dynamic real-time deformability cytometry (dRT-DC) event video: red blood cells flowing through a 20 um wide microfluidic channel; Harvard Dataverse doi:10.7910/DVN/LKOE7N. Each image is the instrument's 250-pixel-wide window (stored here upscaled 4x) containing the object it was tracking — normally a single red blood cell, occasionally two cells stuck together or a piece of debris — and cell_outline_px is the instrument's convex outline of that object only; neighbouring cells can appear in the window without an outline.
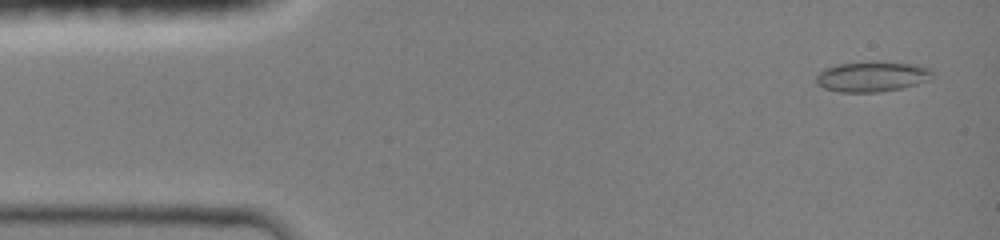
{"species": "common noctule bat (a hibernating species)", "species_latin": "Nyctalus noctula", "temperature_condition": "room temperature", "stored_images_in_passage": 45, "camera_frame_rate_fps": 3000, "um_per_image_px": 0.085, "animal": {"sex": "female", "body_mass_g": 19.0, "forearm_length_mm": 51.5}, "frame": {"image": 1, "passage_image": 2, "time_ms": 0.333, "image_size_px": [1000, 240], "cell_outline_px": [[936, 76], [916, 84], [900, 88], [880, 92], [840, 92], [824, 88], [816, 84], [816, 76], [820, 72], [828, 68], [840, 64], [876, 60], [908, 64], [928, 68], [936, 72]], "centroid_in_image_um": [74.14, 6.5], "position_along_channel_um": 10.9, "area_um2": 20.52}}
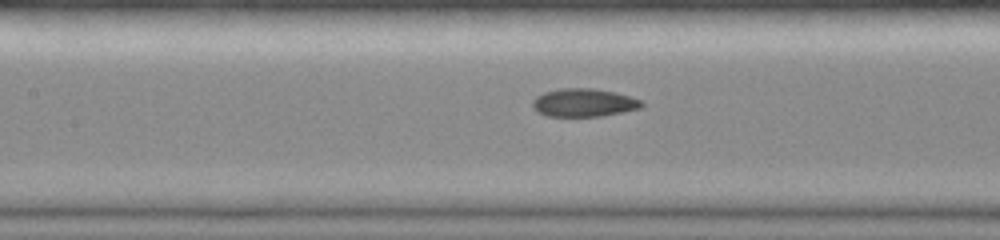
{"frame": {"image": 2, "passage_image": 20, "time_ms": 6.333, "image_size_px": [1000, 240], "cell_outline_px": [[644, 104], [640, 108], [600, 116], [548, 116], [536, 112], [532, 104], [532, 100], [536, 96], [544, 92], [560, 88], [592, 88], [616, 92], [640, 100]], "centroid_in_image_um": [49.57, 8.72], "position_along_channel_um": 157.8, "area_um2": 17.8}}
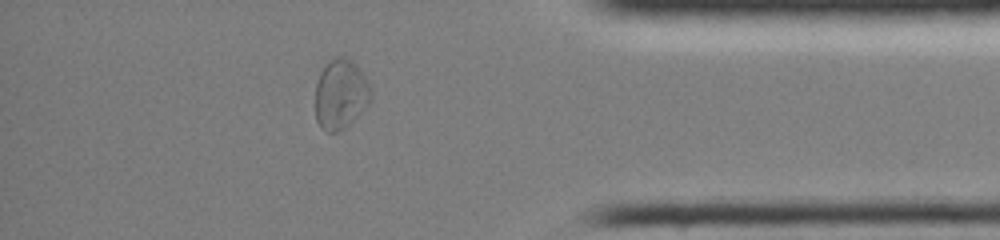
{"frame": {"image": 3, "passage_image": 39, "time_ms": 12.667, "image_size_px": [1000, 240], "cell_outline_px": [[372, 100], [348, 124], [336, 132], [324, 132], [320, 128], [316, 120], [316, 84], [320, 72], [336, 56], [344, 56], [352, 60], [356, 64], [364, 76], [372, 92]], "centroid_in_image_um": [28.94, 8.01], "position_along_channel_um": 406.3, "area_um2": 22.37}, "authors_computed_cell_mechanics": {"area_um2": 18.7272, "velocity_mm_per_s": 4.167, "shape_relaxation_time_tau1_ms": null, "shape_relaxation_time_tau2_ms": 1.7711, "deformation_change_tau1": null, "deformation_change_tau2": 0.0345}}